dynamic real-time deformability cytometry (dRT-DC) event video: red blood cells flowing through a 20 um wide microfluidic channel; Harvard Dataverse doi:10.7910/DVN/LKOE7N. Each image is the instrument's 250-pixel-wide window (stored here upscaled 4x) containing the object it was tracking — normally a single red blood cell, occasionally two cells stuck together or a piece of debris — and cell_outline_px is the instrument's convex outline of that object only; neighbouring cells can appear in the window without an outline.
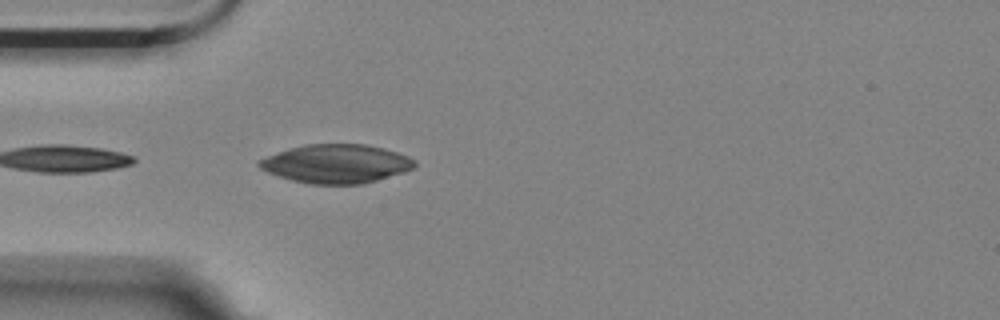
{"species": "Egyptian fruit bat (a non-hibernating species)", "species_latin": "Rousettus aegyptiacus", "temperature_condition": "room temperature", "stored_images_in_passage": 5, "camera_frame_rate_fps": 3000, "um_per_image_px": 0.085, "animal": {"sex": "female"}, "frame": {"image": 1, "passage_image": 5, "time_ms": 1.333, "image_size_px": [1000, 320], "cell_outline_px": [[416, 164], [412, 168], [404, 172], [364, 184], [312, 184], [292, 180], [268, 172], [260, 168], [256, 164], [256, 160], [292, 148], [308, 144], [364, 144], [396, 152], [408, 156], [416, 160]], "centroid_in_image_um": [28.59, 13.93], "position_along_channel_um": 56.4, "area_um2": 34.74}}